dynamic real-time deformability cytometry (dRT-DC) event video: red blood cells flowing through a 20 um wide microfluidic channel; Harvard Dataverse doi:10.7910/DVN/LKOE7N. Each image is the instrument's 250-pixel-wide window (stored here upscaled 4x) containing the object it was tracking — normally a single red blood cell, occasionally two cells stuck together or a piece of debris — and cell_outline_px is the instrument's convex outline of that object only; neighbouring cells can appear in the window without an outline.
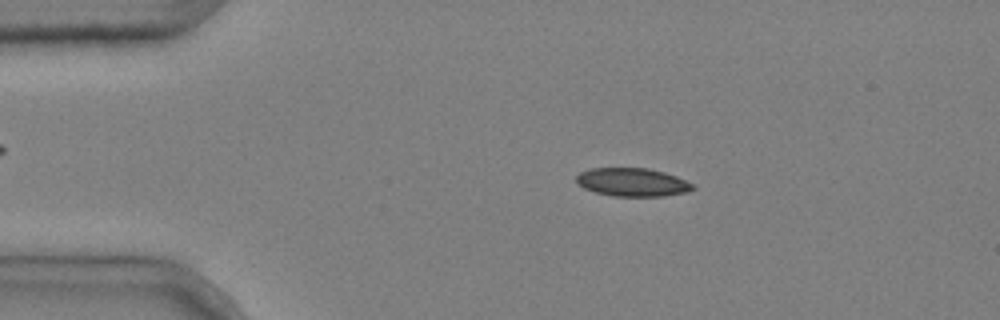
{"species": "common noctule bat (a hibernating species)", "species_latin": "Nyctalus noctula", "temperature_condition": "cold", "stored_images_in_passage": 4, "camera_frame_rate_fps": 3000, "um_per_image_px": 0.085, "animal": {"sex": "male", "body_mass_g": 20.4}, "frame": {"image": 1, "passage_image": 2, "time_ms": 0.333, "image_size_px": [1000, 320], "cell_outline_px": [[696, 188], [688, 192], [664, 196], [612, 196], [596, 192], [584, 188], [576, 180], [576, 176], [580, 172], [588, 168], [648, 168], [664, 172], [676, 176], [696, 184]], "centroid_in_image_um": [53.8, 15.48], "position_along_channel_um": 31.2, "area_um2": 19.36}}
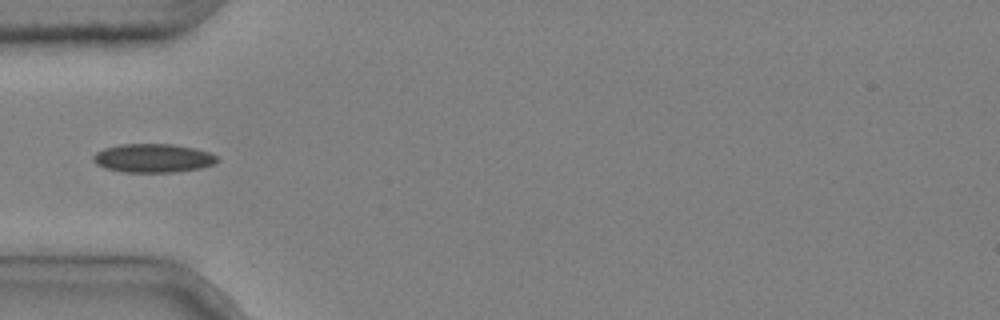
{"frame": {"image": 2, "passage_image": 4, "time_ms": 1.0, "image_size_px": [1000, 320], "cell_outline_px": [[220, 160], [216, 164], [200, 168], [172, 172], [124, 172], [104, 168], [96, 164], [92, 160], [92, 156], [96, 152], [104, 148], [120, 144], [172, 144], [196, 148], [208, 152], [216, 156]], "centroid_in_image_um": [13.0, 13.44], "position_along_channel_um": 72.0, "area_um2": 20.87}}